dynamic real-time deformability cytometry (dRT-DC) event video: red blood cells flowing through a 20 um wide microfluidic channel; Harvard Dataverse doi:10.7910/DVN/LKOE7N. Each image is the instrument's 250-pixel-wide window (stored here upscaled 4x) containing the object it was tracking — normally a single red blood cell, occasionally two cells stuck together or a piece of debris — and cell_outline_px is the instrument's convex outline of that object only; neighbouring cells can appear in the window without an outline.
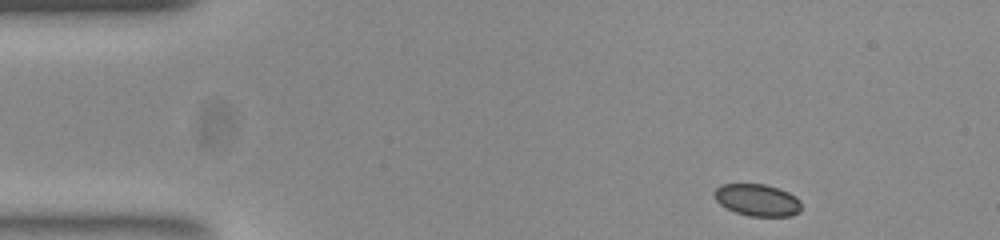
{"species": "common noctule bat (a hibernating species)", "species_latin": "Nyctalus noctula", "temperature_condition": "room temperature", "stored_images_in_passage": 47, "camera_frame_rate_fps": 3000, "um_per_image_px": 0.085, "animal": {"sex": "female", "body_mass_g": 23.0, "forearm_length_mm": 53.4}, "frame": {"image": 1, "passage_image": 1, "time_ms": 0.0, "image_size_px": [1000, 240], "cell_outline_px": [[800, 212], [792, 216], [748, 216], [736, 212], [720, 204], [712, 196], [712, 192], [720, 184], [764, 184], [780, 188], [796, 196], [800, 200]], "centroid_in_image_um": [64.36, 16.99], "position_along_channel_um": 20.6, "area_um2": 16.42}}
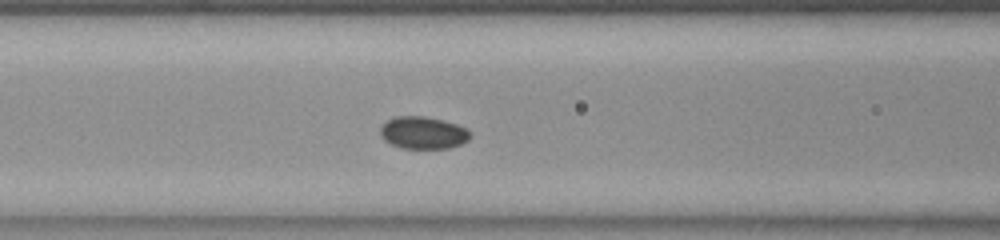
{"frame": {"image": 2, "passage_image": 16, "time_ms": 5.0, "image_size_px": [1000, 240], "cell_outline_px": [[472, 136], [468, 140], [460, 144], [448, 148], [400, 148], [384, 140], [380, 136], [380, 124], [396, 116], [424, 116], [444, 120], [456, 124], [472, 132]], "centroid_in_image_um": [35.95, 11.28], "position_along_channel_um": 130.7, "area_um2": 17.05}}
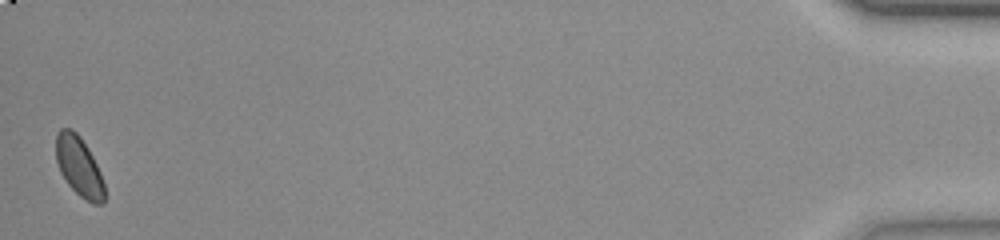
{"frame": {"image": 3, "passage_image": 47, "time_ms": 15.333, "image_size_px": [1000, 240], "cell_outline_px": [[104, 204], [92, 204], [80, 196], [68, 184], [60, 172], [56, 160], [56, 136], [60, 128], [72, 128], [80, 136], [88, 148], [100, 172], [104, 184]], "centroid_in_image_um": [6.71, 14.15], "position_along_channel_um": 428.5, "area_um2": 16.82}}